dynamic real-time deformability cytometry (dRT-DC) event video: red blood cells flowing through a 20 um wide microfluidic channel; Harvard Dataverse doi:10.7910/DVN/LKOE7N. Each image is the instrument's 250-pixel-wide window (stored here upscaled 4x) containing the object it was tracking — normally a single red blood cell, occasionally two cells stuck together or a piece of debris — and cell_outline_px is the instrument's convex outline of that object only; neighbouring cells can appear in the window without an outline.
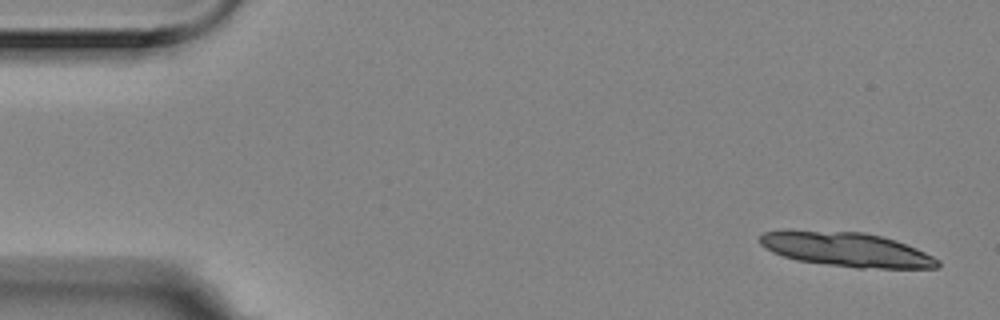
{"species": "Egyptian fruit bat (a non-hibernating species)", "species_latin": "Rousettus aegyptiacus", "temperature_condition": "room temperature", "stored_images_in_passage": 5, "segment_of_instrument_passage": [1, 2], "camera_frame_rate_fps": 3000, "um_per_image_px": 0.085, "animal": {"sex": "female"}, "frame": {"image": 1, "passage_image": 1, "time_ms": 0.0, "image_size_px": [1000, 320], "cell_outline_px": [[940, 264], [936, 268], [856, 268], [796, 260], [772, 252], [764, 248], [760, 244], [760, 236], [764, 232], [788, 228], [864, 232], [896, 240], [916, 248], [940, 260]], "centroid_in_image_um": [71.88, 21.17], "position_along_channel_um": 13.1, "area_um2": 36.18}}